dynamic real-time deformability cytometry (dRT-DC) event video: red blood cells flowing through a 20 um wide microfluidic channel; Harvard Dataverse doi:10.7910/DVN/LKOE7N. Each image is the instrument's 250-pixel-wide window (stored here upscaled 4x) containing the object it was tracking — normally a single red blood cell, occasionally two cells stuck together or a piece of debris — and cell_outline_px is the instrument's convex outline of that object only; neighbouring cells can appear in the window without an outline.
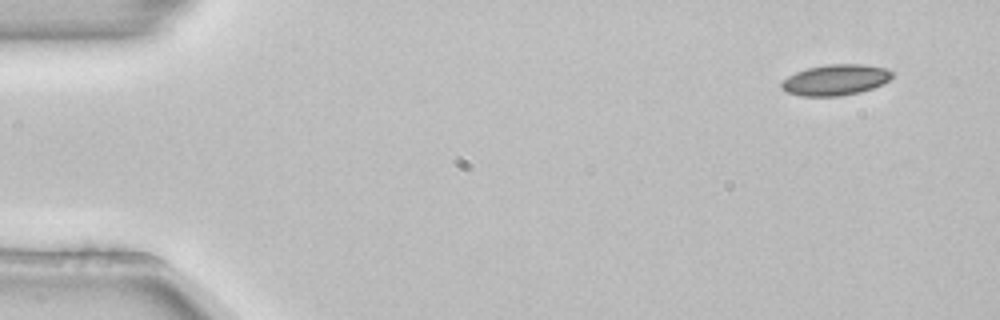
{"species": "common noctule bat (a hibernating species)", "species_latin": "Nyctalus noctula", "temperature_condition": "room temperature", "stored_images_in_passage": 5, "segment_of_instrument_passage": [2, 2], "camera_frame_rate_fps": 3000, "um_per_image_px": 0.085, "animal": {"sex": "female", "body_mass_g": 22.7, "forearm_length_mm": 54.2}, "frame": {"image": 1, "passage_image": 5, "time_ms": 1.333, "image_size_px": [1000, 320], "cell_outline_px": [[892, 76], [888, 80], [872, 88], [860, 92], [840, 96], [800, 96], [788, 92], [780, 84], [788, 76], [796, 72], [808, 68], [828, 64], [864, 64], [884, 68], [892, 72]], "centroid_in_image_um": [71.01, 6.79], "position_along_channel_um": 14.0, "area_um2": 19.59}}